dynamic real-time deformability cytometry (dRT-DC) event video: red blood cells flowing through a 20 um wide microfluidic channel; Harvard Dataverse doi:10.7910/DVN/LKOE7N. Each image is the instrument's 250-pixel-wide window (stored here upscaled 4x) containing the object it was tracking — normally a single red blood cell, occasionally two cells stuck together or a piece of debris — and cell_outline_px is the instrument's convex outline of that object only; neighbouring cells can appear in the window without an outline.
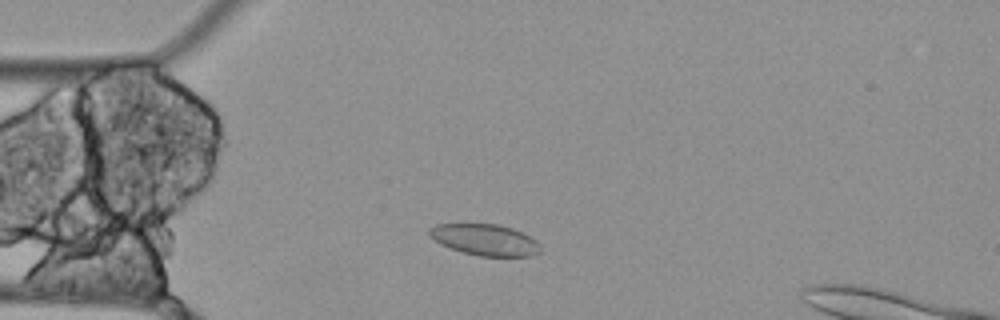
{"species": "Egyptian fruit bat (a non-hibernating species)", "species_latin": "Rousettus aegyptiacus", "temperature_condition": "cold", "stored_images_in_passage": 44, "camera_frame_rate_fps": 3000, "um_per_image_px": 0.085, "animal": {"sex": "female"}, "frame": {"image": 1, "passage_image": 1, "time_ms": 0.0, "image_size_px": [1000, 320], "cell_outline_px": [[544, 248], [540, 252], [528, 256], [480, 256], [464, 252], [440, 244], [428, 232], [436, 224], [496, 224], [512, 228], [536, 240]], "centroid_in_image_um": [41.28, 20.39], "position_along_channel_um": 43.7, "area_um2": 19.94}}
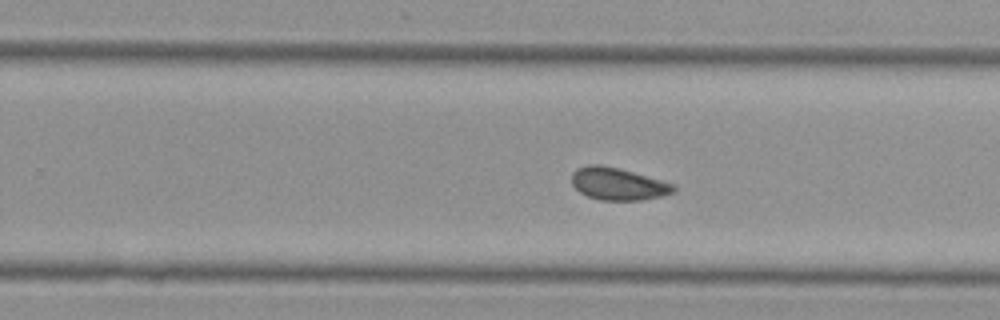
{"frame": {"image": 2, "passage_image": 22, "time_ms": 7.0, "image_size_px": [1000, 320], "cell_outline_px": [[676, 188], [672, 192], [660, 196], [640, 200], [600, 200], [588, 196], [580, 192], [572, 184], [572, 172], [576, 168], [588, 164], [600, 164], [620, 168], [660, 180], [672, 184]], "centroid_in_image_um": [52.47, 15.61], "position_along_channel_um": 277.3, "area_um2": 19.02}}
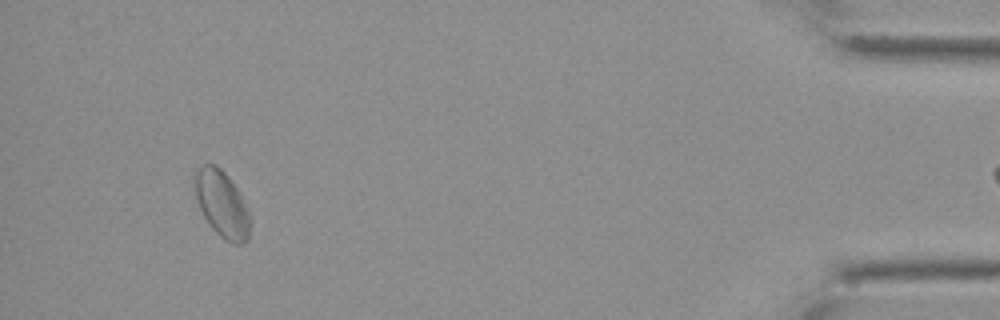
{"frame": {"image": 3, "passage_image": 40, "time_ms": 13.0, "image_size_px": [1000, 320], "cell_outline_px": [[252, 220], [248, 240], [244, 244], [232, 244], [224, 240], [212, 228], [204, 216], [200, 208], [196, 196], [196, 168], [204, 164], [216, 164], [228, 176], [240, 192], [252, 216]], "centroid_in_image_um": [18.93, 17.38], "position_along_channel_um": 416.3, "area_um2": 21.68}, "authors_computed_cell_mechanics": {"area_um2": 19.4786, "velocity_mm_per_s": 3.4499, "shape_relaxation_time_tau1_ms": null, "shape_relaxation_time_tau2_ms": 4.0629, "deformation_change_tau1": null, "deformation_change_tau2": 0.0857}}